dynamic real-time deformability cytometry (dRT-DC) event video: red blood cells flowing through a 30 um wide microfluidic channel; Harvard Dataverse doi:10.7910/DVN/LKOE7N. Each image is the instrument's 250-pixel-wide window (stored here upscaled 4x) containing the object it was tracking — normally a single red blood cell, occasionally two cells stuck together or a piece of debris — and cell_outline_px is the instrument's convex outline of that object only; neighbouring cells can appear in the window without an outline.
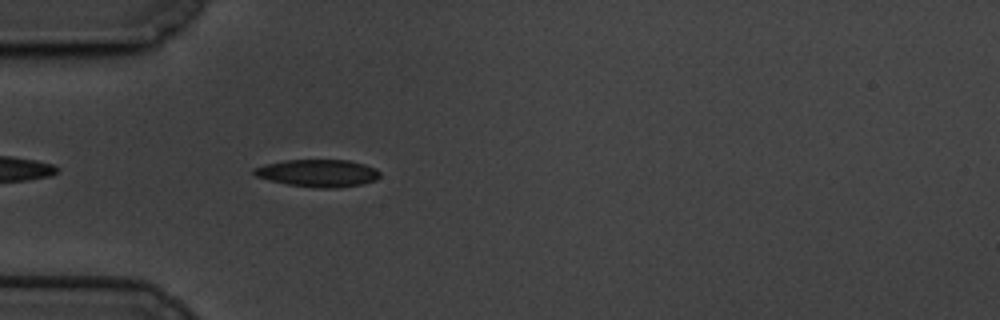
{"species": "common noctule bat (a hibernating species)", "species_latin": "Nyctalus noctula", "temperature_condition": "cold", "stored_images_in_passage": 46, "camera_frame_rate_fps": 3000, "um_per_image_px": 0.085, "animal": {"sex": "male", "body_mass_g": 19.5, "forearm_length_mm": 54.6}, "frame": {"image": 1, "passage_image": 4, "time_ms": 1.0, "image_size_px": [1000, 320], "cell_outline_px": [[380, 176], [376, 180], [360, 184], [336, 188], [312, 188], [288, 184], [256, 176], [252, 172], [252, 168], [264, 164], [284, 160], [348, 160], [364, 164], [376, 168], [380, 172]], "centroid_in_image_um": [27.02, 14.71], "position_along_channel_um": 58.0, "area_um2": 20.11}}
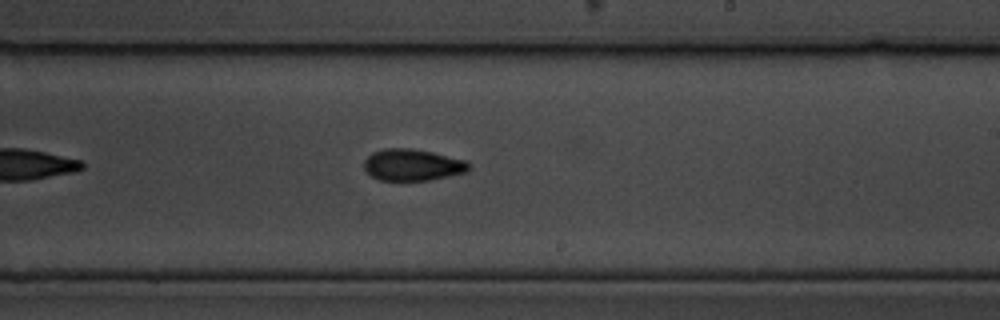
{"frame": {"image": 2, "passage_image": 22, "time_ms": 7.0, "image_size_px": [1000, 320], "cell_outline_px": [[472, 168], [468, 172], [428, 180], [380, 180], [372, 176], [364, 168], [364, 160], [372, 152], [384, 148], [412, 148], [432, 152], [464, 160]], "centroid_in_image_um": [35.06, 14.01], "position_along_channel_um": 253.9, "area_um2": 19.25}}
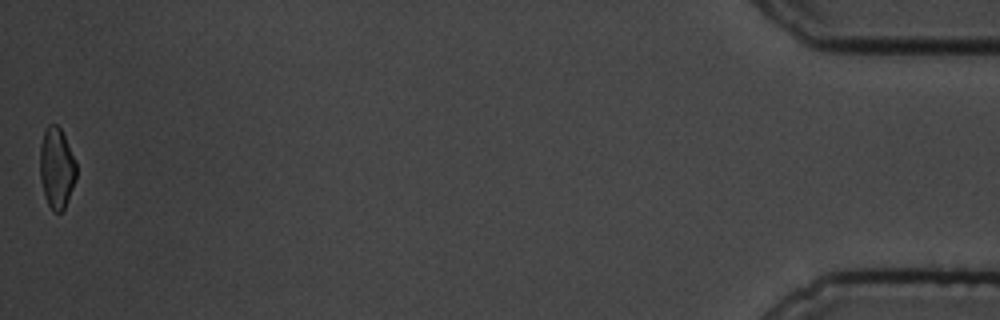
{"frame": {"image": 3, "passage_image": 46, "time_ms": 15.0, "image_size_px": [1000, 320], "cell_outline_px": [[76, 180], [68, 200], [64, 208], [60, 212], [52, 212], [44, 196], [40, 180], [40, 144], [44, 132], [48, 124], [56, 124], [60, 128], [76, 160]], "centroid_in_image_um": [4.81, 14.3], "position_along_channel_um": 430.4, "area_um2": 17.28}, "authors_computed_cell_mechanics": {"area_um2": 19.1607, "velocity_mm_per_s": 3.3521, "shape_relaxation_time_tau1_ms": 3.0557, "shape_relaxation_time_tau2_ms": 6.8973, "deformation_change_tau1": 0.1111, "deformation_change_tau2": 0.1376}}